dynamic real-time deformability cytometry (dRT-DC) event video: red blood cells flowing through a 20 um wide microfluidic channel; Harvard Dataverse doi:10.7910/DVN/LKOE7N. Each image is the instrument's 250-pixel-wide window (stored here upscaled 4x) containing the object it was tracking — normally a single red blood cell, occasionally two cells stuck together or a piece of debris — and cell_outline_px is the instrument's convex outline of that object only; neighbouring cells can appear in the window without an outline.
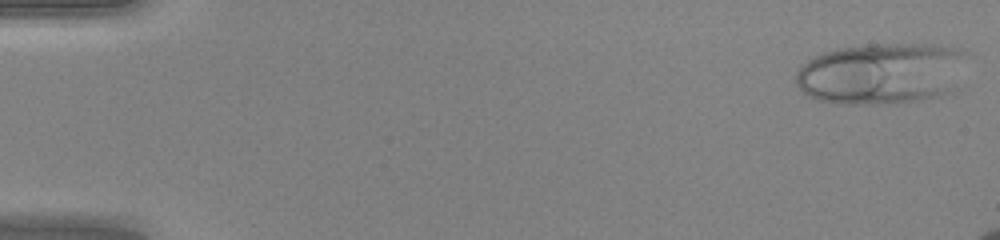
{"species": "human", "species_latin": "Homo sapiens", "temperature_condition": "warm", "stored_images_in_passage": 46, "camera_frame_rate_fps": 3000, "um_per_image_px": 0.085, "donor": {"sex": "female"}, "frame": {"image": 1, "passage_image": 2, "time_ms": 0.333, "image_size_px": [1000, 240], "cell_outline_px": [[964, 52], [948, 92], [940, 96], [920, 100], [868, 104], [840, 104], [820, 100], [808, 96], [796, 84], [796, 72], [808, 60], [824, 52], [840, 48], [872, 44], [920, 44], [956, 48]], "centroid_in_image_um": [74.78, 6.25], "position_along_channel_um": 10.2, "area_um2": 59.59}}
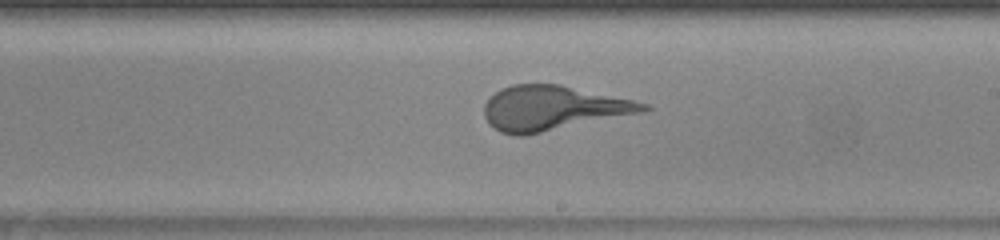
{"frame": {"image": 2, "passage_image": 29, "time_ms": 9.333, "image_size_px": [1000, 240], "cell_outline_px": [[652, 108], [644, 112], [524, 136], [516, 136], [500, 132], [488, 124], [484, 116], [484, 104], [500, 88], [512, 84], [560, 84], [632, 100], [648, 104]], "centroid_in_image_um": [46.96, 9.2], "position_along_channel_um": 242.0, "area_um2": 41.38}}
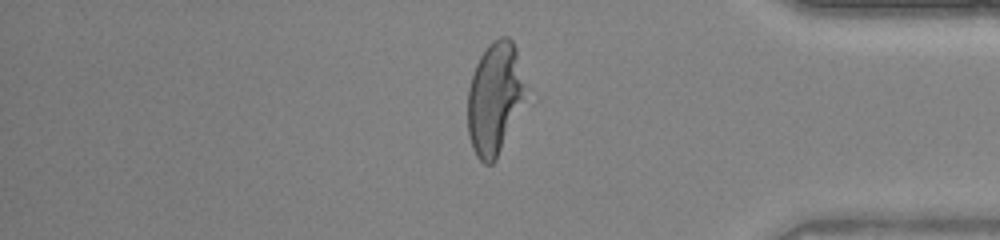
{"frame": {"image": 3, "passage_image": 41, "time_ms": 13.333, "image_size_px": [1000, 240], "cell_outline_px": [[528, 88], [496, 160], [492, 164], [484, 164], [476, 156], [472, 148], [468, 132], [468, 88], [476, 64], [480, 56], [488, 44], [492, 40], [500, 36], [508, 36], [512, 40], [516, 48]], "centroid_in_image_um": [42.04, 8.31], "position_along_channel_um": 393.2, "area_um2": 37.74}}